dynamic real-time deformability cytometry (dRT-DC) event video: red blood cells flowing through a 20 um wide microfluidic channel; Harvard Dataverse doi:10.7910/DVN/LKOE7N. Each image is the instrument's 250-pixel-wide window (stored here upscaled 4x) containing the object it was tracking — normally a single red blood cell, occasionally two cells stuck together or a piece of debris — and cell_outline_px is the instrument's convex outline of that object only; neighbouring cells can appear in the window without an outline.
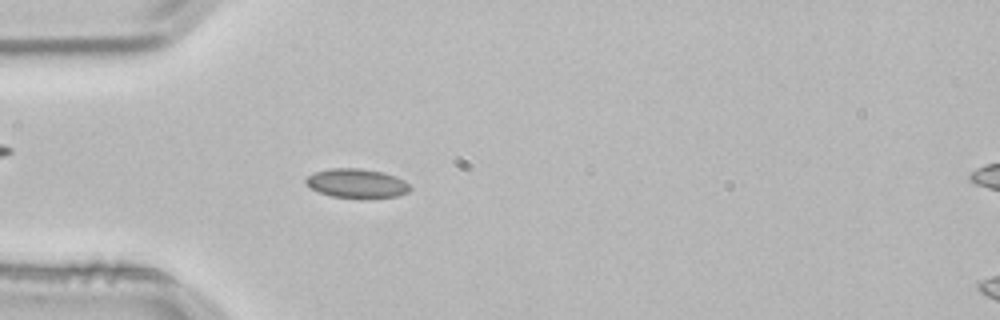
{"species": "common noctule bat (a hibernating species)", "species_latin": "Nyctalus noctula", "temperature_condition": "room temperature", "stored_images_in_passage": 4, "camera_frame_rate_fps": 3000, "um_per_image_px": 0.085, "animal": {"sex": "male", "body_mass_g": 21.5, "forearm_length_mm": 52.0}, "frame": {"image": 1, "passage_image": 3, "time_ms": 0.667, "image_size_px": [1000, 320], "cell_outline_px": [[412, 188], [408, 192], [396, 196], [332, 196], [320, 192], [312, 188], [304, 180], [308, 176], [316, 172], [328, 168], [360, 168], [384, 172], [396, 176], [404, 180]], "centroid_in_image_um": [30.34, 15.54], "position_along_channel_um": 54.7, "area_um2": 17.11}}